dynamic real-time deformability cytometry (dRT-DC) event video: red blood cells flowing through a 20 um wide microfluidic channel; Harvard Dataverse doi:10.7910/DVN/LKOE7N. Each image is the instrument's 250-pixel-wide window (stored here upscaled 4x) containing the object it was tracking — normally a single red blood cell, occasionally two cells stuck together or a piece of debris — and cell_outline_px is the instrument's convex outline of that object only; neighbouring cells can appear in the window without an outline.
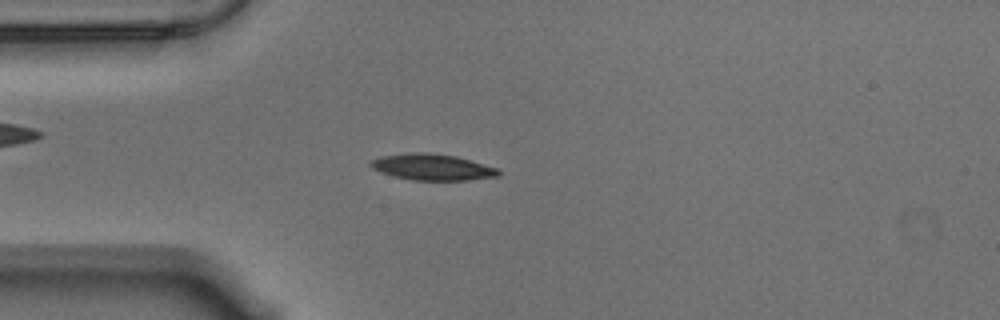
{"species": "Egyptian fruit bat (a non-hibernating species)", "species_latin": "Rousettus aegyptiacus", "temperature_condition": "warm", "stored_images_in_passage": 46, "camera_frame_rate_fps": 3000, "um_per_image_px": 0.085, "animal": {"sex": "male"}, "frame": {"image": 1, "passage_image": 4, "time_ms": 1.0, "image_size_px": [1000, 320], "cell_outline_px": [[500, 176], [468, 180], [412, 180], [392, 176], [380, 172], [372, 168], [368, 164], [368, 160], [380, 156], [408, 152], [428, 152], [456, 156], [496, 168], [500, 172]], "centroid_in_image_um": [36.66, 14.19], "position_along_channel_um": 48.3, "area_um2": 19.71}}
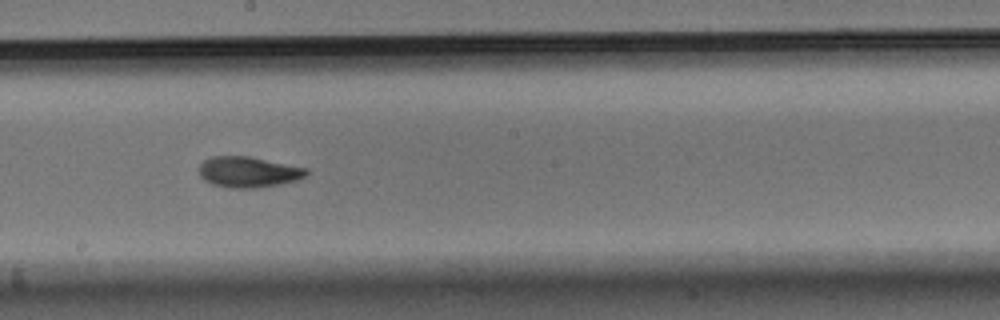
{"frame": {"image": 2, "passage_image": 20, "time_ms": 6.333, "image_size_px": [1000, 320], "cell_outline_px": [[308, 172], [304, 176], [296, 180], [256, 188], [232, 188], [212, 184], [204, 180], [200, 176], [200, 164], [204, 160], [212, 156], [248, 156], [308, 168]], "centroid_in_image_um": [21.08, 14.61], "position_along_channel_um": 227.1, "area_um2": 19.02}}
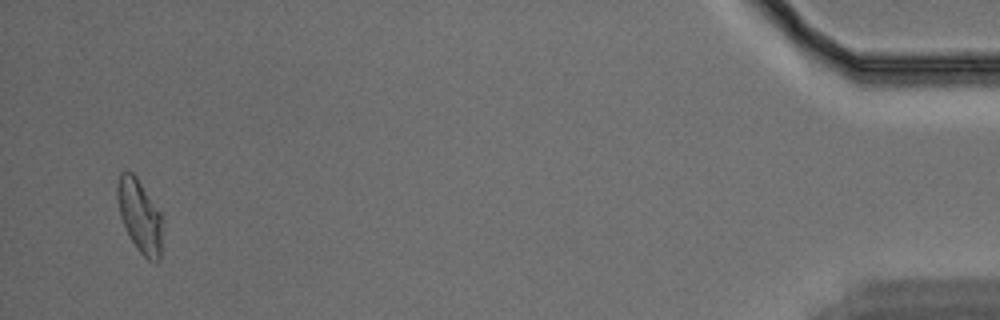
{"frame": {"image": 3, "passage_image": 44, "time_ms": 14.333, "image_size_px": [1000, 320], "cell_outline_px": [[160, 260], [156, 264], [148, 260], [136, 248], [120, 216], [116, 196], [116, 184], [120, 172], [132, 172], [136, 176], [160, 212]], "centroid_in_image_um": [11.84, 18.34], "position_along_channel_um": 423.4, "area_um2": 18.79}, "authors_computed_cell_mechanics": {"area_um2": 18.9584, "velocity_mm_per_s": 3.5357, "shape_relaxation_time_tau1_ms": 4.8176, "shape_relaxation_time_tau2_ms": 3.5938, "deformation_change_tau1": 0.1731, "deformation_change_tau2": 0.0914}}